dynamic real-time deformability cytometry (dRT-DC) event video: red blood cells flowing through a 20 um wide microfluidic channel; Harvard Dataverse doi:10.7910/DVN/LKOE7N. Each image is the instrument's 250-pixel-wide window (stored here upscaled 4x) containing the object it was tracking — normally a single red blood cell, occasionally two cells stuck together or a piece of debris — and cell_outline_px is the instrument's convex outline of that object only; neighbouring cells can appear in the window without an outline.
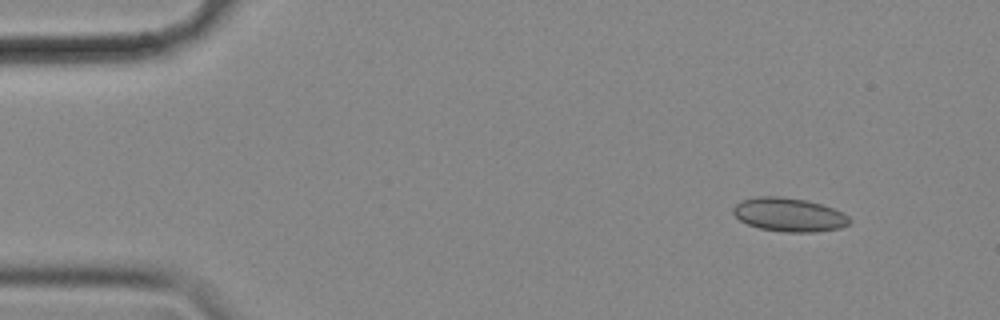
{"species": "common noctule bat (a hibernating species)", "species_latin": "Nyctalus noctula", "temperature_condition": "cold", "stored_images_in_passage": 11, "camera_frame_rate_fps": 3000, "um_per_image_px": 0.085, "animal": {"sex": "female", "body_mass_g": 18.4}, "frame": {"image": 1, "passage_image": 1, "time_ms": 0.0, "image_size_px": [1000, 320], "cell_outline_px": [[852, 220], [848, 224], [840, 228], [812, 232], [784, 232], [760, 228], [748, 224], [740, 220], [732, 212], [732, 208], [736, 204], [744, 200], [760, 196], [776, 196], [804, 200], [820, 204], [832, 208], [848, 216]], "centroid_in_image_um": [67.06, 18.26], "position_along_channel_um": 17.9, "area_um2": 22.48}}